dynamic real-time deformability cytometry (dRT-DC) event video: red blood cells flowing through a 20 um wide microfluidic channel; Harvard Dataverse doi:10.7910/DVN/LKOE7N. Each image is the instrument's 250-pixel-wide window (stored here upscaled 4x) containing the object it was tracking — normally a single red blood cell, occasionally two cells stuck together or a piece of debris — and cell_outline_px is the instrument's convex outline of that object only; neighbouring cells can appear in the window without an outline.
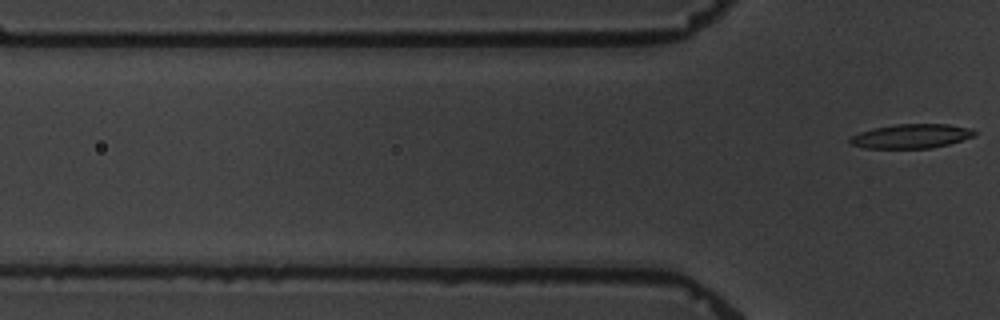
{"species": "common noctule bat (a hibernating species)", "species_latin": "Nyctalus noctula", "temperature_condition": "warm", "stored_images_in_passage": 8, "segment_of_instrument_passage": [2, 2], "camera_frame_rate_fps": 3000, "um_per_image_px": 0.085, "animal": {"sex": "male", "body_mass_g": 19.5, "forearm_length_mm": 54.6}, "frame": {"image": 1, "passage_image": 8, "time_ms": 8.0, "image_size_px": [1000, 320], "cell_outline_px": [[976, 136], [948, 144], [932, 148], [864, 148], [852, 144], [848, 140], [852, 136], [860, 132], [872, 128], [896, 124], [948, 124], [972, 128], [976, 132]], "centroid_in_image_um": [77.49, 11.57], "position_along_channel_um": 48.3, "area_um2": 17.63}}